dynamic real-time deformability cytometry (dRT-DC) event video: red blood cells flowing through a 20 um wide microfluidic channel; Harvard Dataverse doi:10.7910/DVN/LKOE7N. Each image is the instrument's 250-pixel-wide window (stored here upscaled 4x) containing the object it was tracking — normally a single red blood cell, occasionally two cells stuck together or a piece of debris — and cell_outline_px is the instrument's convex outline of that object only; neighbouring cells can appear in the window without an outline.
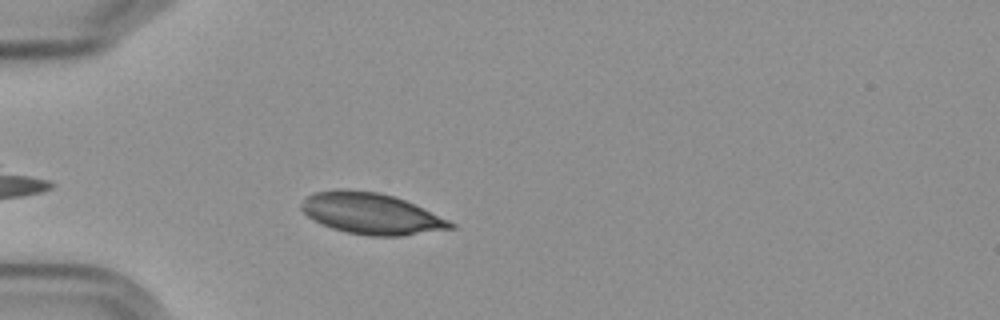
{"species": "Egyptian fruit bat (a non-hibernating species)", "species_latin": "Rousettus aegyptiacus", "temperature_condition": "cold", "stored_images_in_passage": 45, "camera_frame_rate_fps": 3000, "um_per_image_px": 0.085, "frame": {"image": 1, "passage_image": 5, "time_ms": 1.333, "image_size_px": [1000, 320], "cell_outline_px": [[456, 228], [400, 236], [368, 236], [348, 232], [332, 228], [320, 224], [308, 216], [300, 208], [300, 204], [312, 192], [336, 188], [348, 188], [380, 192], [396, 196], [448, 220], [456, 224]], "centroid_in_image_um": [31.52, 18.13], "position_along_channel_um": 53.5, "area_um2": 36.01}}
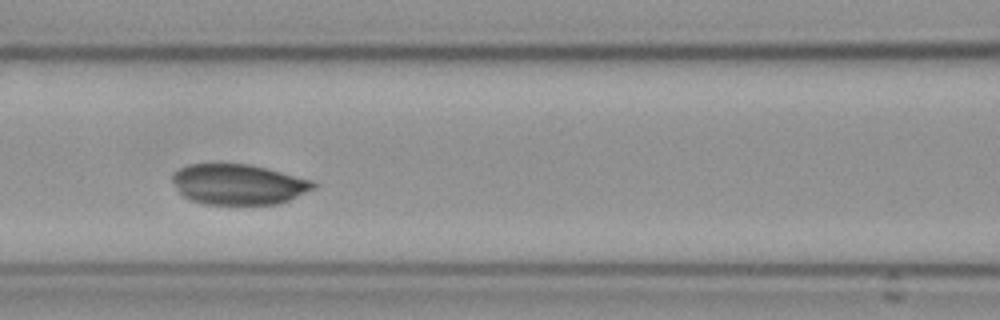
{"frame": {"image": 2, "passage_image": 14, "time_ms": 4.333, "image_size_px": [1000, 320], "cell_outline_px": [[316, 188], [288, 200], [276, 204], [204, 204], [188, 200], [176, 188], [172, 180], [172, 172], [188, 164], [248, 164], [268, 168], [312, 180], [316, 184]], "centroid_in_image_um": [20.25, 15.67], "position_along_channel_um": 146.4, "area_um2": 33.29}}
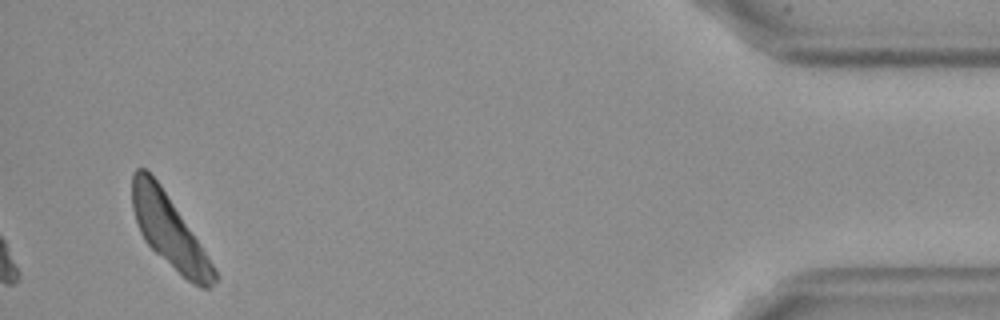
{"frame": {"image": 3, "passage_image": 43, "time_ms": 14.0, "image_size_px": [1000, 320], "cell_outline_px": [[220, 276], [208, 288], [200, 288], [192, 284], [156, 252], [144, 240], [140, 232], [132, 208], [132, 172], [136, 168], [144, 168], [160, 184], [216, 268]], "centroid_in_image_um": [14.39, 19.65], "position_along_channel_um": 420.8, "area_um2": 33.93}}